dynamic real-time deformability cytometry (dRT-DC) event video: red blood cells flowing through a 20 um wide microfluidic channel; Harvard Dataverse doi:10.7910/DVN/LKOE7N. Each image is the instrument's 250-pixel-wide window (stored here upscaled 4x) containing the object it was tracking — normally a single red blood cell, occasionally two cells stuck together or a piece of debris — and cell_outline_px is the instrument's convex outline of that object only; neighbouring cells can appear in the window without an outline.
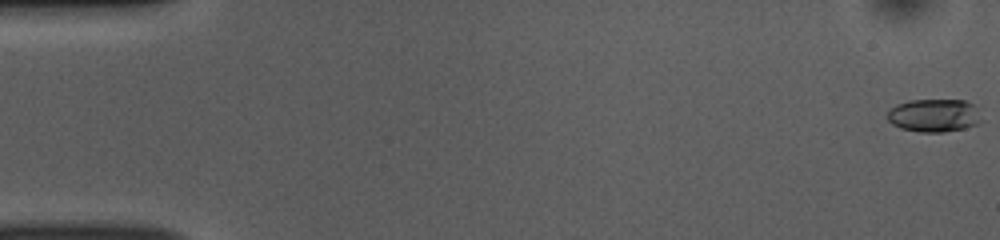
{"species": "common noctule bat (a hibernating species)", "species_latin": "Nyctalus noctula", "temperature_condition": "room temperature", "stored_images_in_passage": 53, "camera_frame_rate_fps": 3000, "um_per_image_px": 0.085, "animal": {"sex": "female", "body_mass_g": 10.0, "forearm_length_mm": 53.1}, "frame": {"image": 1, "passage_image": 1, "time_ms": 0.0, "image_size_px": [1000, 240], "cell_outline_px": [[984, 120], [976, 124], [964, 128], [944, 132], [920, 132], [900, 128], [892, 124], [888, 120], [888, 112], [896, 104], [908, 100], [964, 100], [972, 104]], "centroid_in_image_um": [79.39, 9.81], "position_along_channel_um": 5.6, "area_um2": 18.09}}
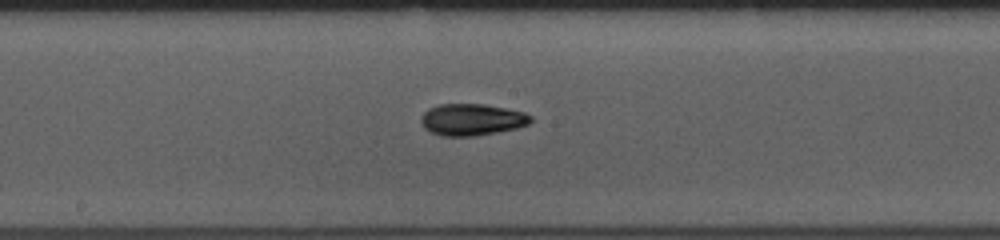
{"frame": {"image": 2, "passage_image": 28, "time_ms": 9.0, "image_size_px": [1000, 240], "cell_outline_px": [[532, 120], [528, 124], [516, 128], [476, 136], [440, 136], [424, 128], [420, 120], [420, 116], [428, 108], [440, 104], [484, 104], [524, 112], [532, 116]], "centroid_in_image_um": [40.08, 10.16], "position_along_channel_um": 208.1, "area_um2": 20.29}}
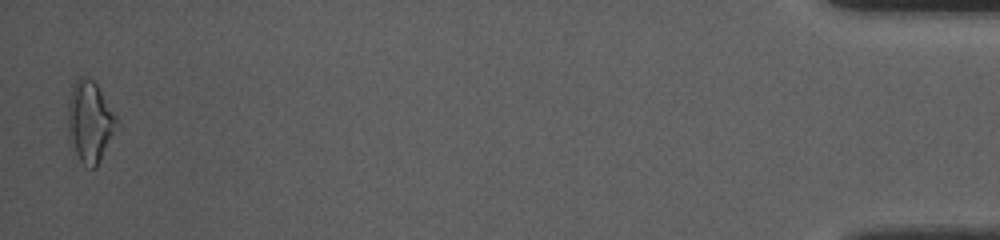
{"frame": {"image": 3, "passage_image": 52, "time_ms": 17.0, "image_size_px": [1000, 240], "cell_outline_px": [[120, 128], [96, 168], [92, 168], [84, 164], [80, 160], [68, 140], [68, 100], [72, 84], [80, 76], [84, 76], [92, 80], [96, 84], [116, 116], [120, 124]], "centroid_in_image_um": [7.66, 10.37], "position_along_channel_um": 427.5, "area_um2": 23.52}, "authors_computed_cell_mechanics": {"area_um2": 18.9584, "velocity_mm_per_s": 3.8612, "shape_relaxation_time_tau1_ms": 4.1744, "shape_relaxation_time_tau2_ms": 3.3312, "deformation_change_tau1": 0.158, "deformation_change_tau2": 0.0967}}